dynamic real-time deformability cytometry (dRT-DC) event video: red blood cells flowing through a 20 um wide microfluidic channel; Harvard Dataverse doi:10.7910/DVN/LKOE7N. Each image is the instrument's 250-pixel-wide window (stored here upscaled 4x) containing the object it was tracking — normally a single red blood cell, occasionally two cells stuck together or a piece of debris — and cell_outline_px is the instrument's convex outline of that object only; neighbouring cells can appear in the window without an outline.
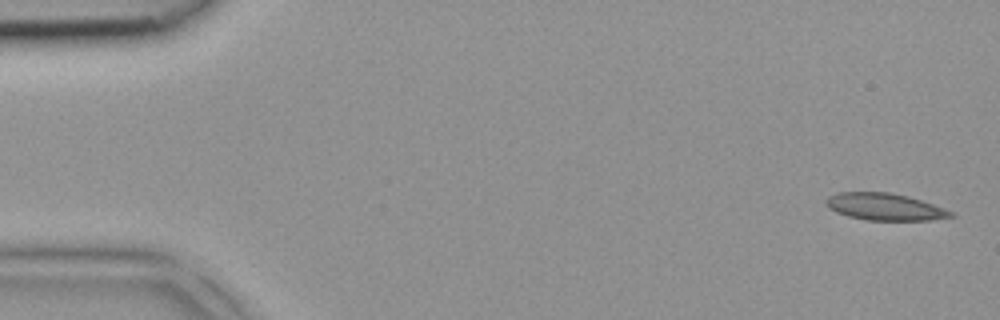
{"species": "common noctule bat (a hibernating species)", "species_latin": "Nyctalus noctula", "temperature_condition": "room temperature", "stored_images_in_passage": 5, "segment_of_instrument_passage": [2, 2], "camera_frame_rate_fps": 3000, "um_per_image_px": 0.085, "animal": {"sex": "female", "body_mass_g": 18.4}, "frame": {"image": 1, "passage_image": 5, "time_ms": 1.333, "image_size_px": [1000, 320], "cell_outline_px": [[956, 216], [932, 220], [868, 220], [848, 216], [836, 212], [828, 208], [824, 200], [828, 196], [836, 192], [892, 192], [908, 196], [956, 212]], "centroid_in_image_um": [75.21, 17.57], "position_along_channel_um": 9.8, "area_um2": 19.83}}